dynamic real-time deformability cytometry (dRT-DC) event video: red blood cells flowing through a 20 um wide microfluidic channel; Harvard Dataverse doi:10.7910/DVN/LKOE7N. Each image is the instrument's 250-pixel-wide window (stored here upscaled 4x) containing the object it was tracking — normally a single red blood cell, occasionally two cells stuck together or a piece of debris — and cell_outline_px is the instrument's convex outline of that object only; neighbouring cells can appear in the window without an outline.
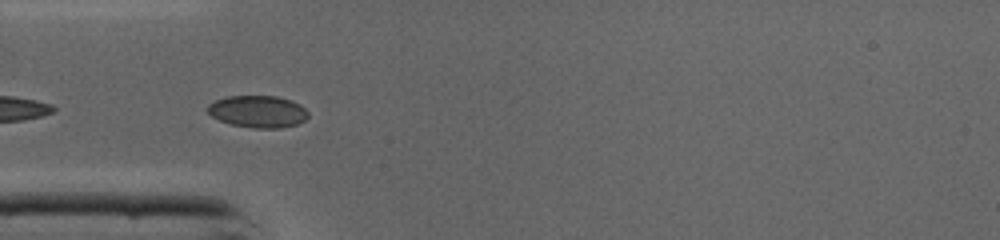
{"species": "common noctule bat (a hibernating species)", "species_latin": "Nyctalus noctula", "temperature_condition": "cold", "stored_images_in_passage": 19, "camera_frame_rate_fps": 3000, "um_per_image_px": 0.085, "animal": {"sex": "male", "body_mass_g": 19.0, "forearm_length_mm": 50.8}, "frame": {"image": 1, "passage_image": 14, "time_ms": 4.333, "image_size_px": [1000, 240], "cell_outline_px": [[308, 116], [304, 120], [296, 124], [280, 128], [252, 128], [232, 124], [220, 120], [212, 116], [208, 112], [208, 104], [224, 96], [276, 96], [292, 100], [300, 104], [308, 112]], "centroid_in_image_um": [21.92, 9.47], "position_along_channel_um": 63.1, "area_um2": 18.73}}